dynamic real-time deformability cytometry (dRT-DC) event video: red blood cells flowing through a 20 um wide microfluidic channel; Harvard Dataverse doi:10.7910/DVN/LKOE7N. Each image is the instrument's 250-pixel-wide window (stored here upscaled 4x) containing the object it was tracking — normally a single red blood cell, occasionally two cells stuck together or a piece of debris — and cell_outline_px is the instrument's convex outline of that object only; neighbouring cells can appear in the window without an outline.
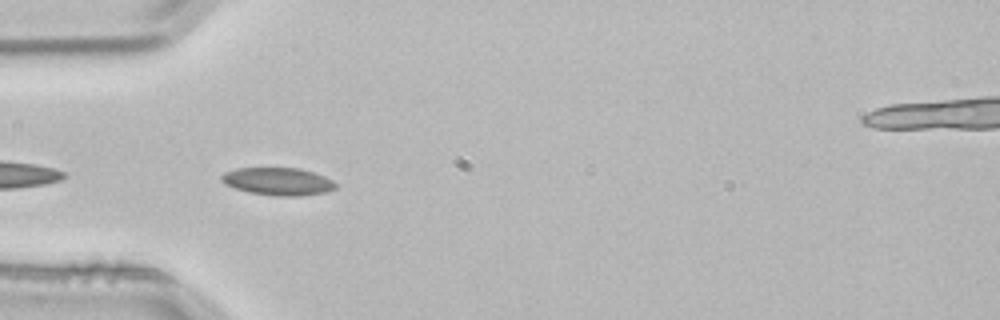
{"species": "common noctule bat (a hibernating species)", "species_latin": "Nyctalus noctula", "temperature_condition": "room temperature", "stored_images_in_passage": 4, "camera_frame_rate_fps": 3000, "um_per_image_px": 0.085, "animal": {"sex": "male", "body_mass_g": 21.5, "forearm_length_mm": 52.0}, "frame": {"image": 1, "passage_image": 4, "time_ms": 1.0, "image_size_px": [1000, 320], "cell_outline_px": [[336, 188], [324, 192], [300, 196], [276, 196], [248, 192], [224, 184], [220, 180], [220, 176], [224, 172], [236, 168], [300, 168], [324, 176], [332, 180], [336, 184]], "centroid_in_image_um": [23.59, 15.42], "position_along_channel_um": 61.4, "area_um2": 18.38}}